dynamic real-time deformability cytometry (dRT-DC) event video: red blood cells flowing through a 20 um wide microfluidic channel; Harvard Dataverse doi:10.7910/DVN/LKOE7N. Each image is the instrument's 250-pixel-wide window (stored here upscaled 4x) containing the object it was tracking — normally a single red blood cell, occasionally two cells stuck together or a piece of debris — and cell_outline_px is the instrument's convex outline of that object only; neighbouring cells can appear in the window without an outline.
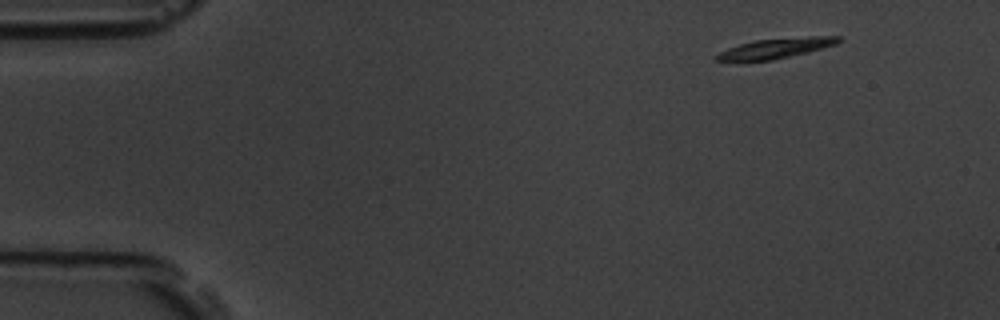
{"species": "common noctule bat (a hibernating species)", "species_latin": "Nyctalus noctula", "temperature_condition": "room temperature", "stored_images_in_passage": 5, "segment_of_instrument_passage": [1, 2], "camera_frame_rate_fps": 3000, "um_per_image_px": 0.085, "animal": {"sex": "male", "body_mass_g": 19.5, "forearm_length_mm": 54.6}, "frame": {"image": 1, "passage_image": 1, "time_ms": 0.0, "image_size_px": [1000, 320], "cell_outline_px": [[840, 40], [836, 44], [808, 52], [772, 60], [716, 60], [716, 56], [720, 52], [728, 48], [752, 40], [808, 36], [840, 36]], "centroid_in_image_um": [65.98, 4.08], "position_along_channel_um": 19.0, "area_um2": 13.99}}
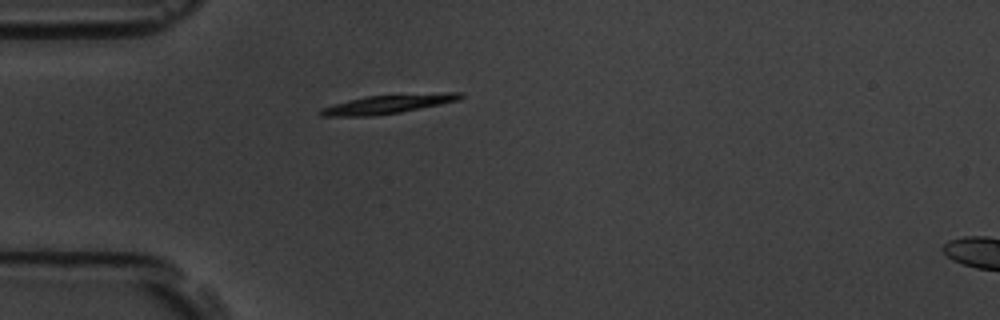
{"frame": {"image": 2, "passage_image": 4, "time_ms": 1.0, "image_size_px": [1000, 320], "cell_outline_px": [[464, 96], [460, 100], [400, 112], [372, 116], [320, 116], [316, 112], [320, 108], [368, 96], [444, 92], [464, 92]], "centroid_in_image_um": [33.02, 8.85], "position_along_channel_um": 52.0, "area_um2": 15.26}}